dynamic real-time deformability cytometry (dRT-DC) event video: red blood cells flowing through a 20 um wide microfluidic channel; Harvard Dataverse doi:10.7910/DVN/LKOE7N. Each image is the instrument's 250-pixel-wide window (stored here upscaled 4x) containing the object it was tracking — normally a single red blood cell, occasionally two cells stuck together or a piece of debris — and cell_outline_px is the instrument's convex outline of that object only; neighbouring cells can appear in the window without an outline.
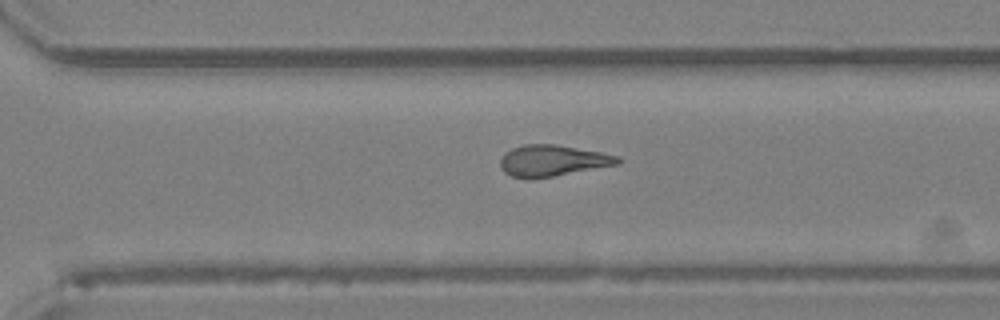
{"species": "Egyptian fruit bat (a non-hibernating species)", "species_latin": "Rousettus aegyptiacus", "temperature_condition": "room temperature", "stored_images_in_passage": 30, "camera_frame_rate_fps": 3000, "um_per_image_px": 0.085, "animal": {"sex": "female"}, "frame": {"image": 1, "passage_image": 26, "time_ms": 8.333, "image_size_px": [1000, 320], "cell_outline_px": [[624, 160], [620, 164], [552, 176], [528, 180], [512, 176], [504, 172], [500, 168], [500, 160], [504, 152], [512, 148], [524, 144], [556, 144], [600, 152], [620, 156]], "centroid_in_image_um": [46.96, 13.65], "position_along_channel_um": 323.6, "area_um2": 21.62}}